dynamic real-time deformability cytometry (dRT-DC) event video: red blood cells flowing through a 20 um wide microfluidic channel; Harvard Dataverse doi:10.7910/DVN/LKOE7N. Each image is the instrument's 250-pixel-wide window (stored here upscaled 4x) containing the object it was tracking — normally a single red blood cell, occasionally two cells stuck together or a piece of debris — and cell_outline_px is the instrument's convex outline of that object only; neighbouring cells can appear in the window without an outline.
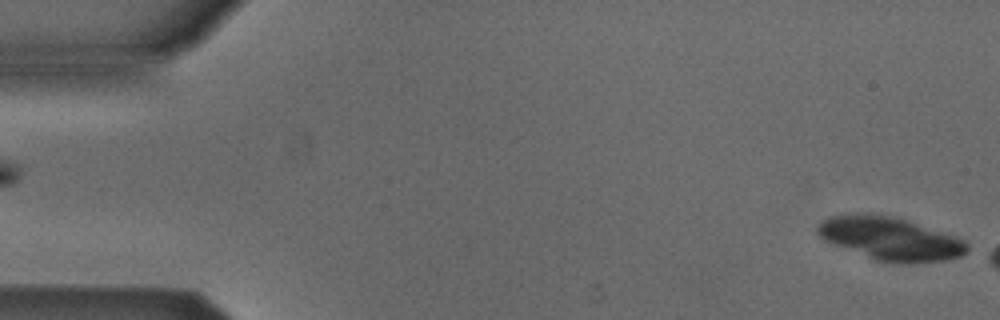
{"species": "Egyptian fruit bat (a non-hibernating species)", "species_latin": "Rousettus aegyptiacus", "temperature_condition": "cold", "stored_images_in_passage": 10, "camera_frame_rate_fps": 3000, "um_per_image_px": 0.085, "animal": {"sex": "male"}, "frame": {"image": 1, "passage_image": 1, "time_ms": 0.0, "image_size_px": [1000, 320], "cell_outline_px": [[968, 252], [960, 256], [944, 260], [904, 264], [876, 260], [824, 240], [816, 232], [816, 228], [820, 220], [828, 216], [856, 212], [872, 212], [892, 216], [964, 240], [968, 244]], "centroid_in_image_um": [75.6, 20.26], "position_along_channel_um": 9.4, "area_um2": 37.4}}